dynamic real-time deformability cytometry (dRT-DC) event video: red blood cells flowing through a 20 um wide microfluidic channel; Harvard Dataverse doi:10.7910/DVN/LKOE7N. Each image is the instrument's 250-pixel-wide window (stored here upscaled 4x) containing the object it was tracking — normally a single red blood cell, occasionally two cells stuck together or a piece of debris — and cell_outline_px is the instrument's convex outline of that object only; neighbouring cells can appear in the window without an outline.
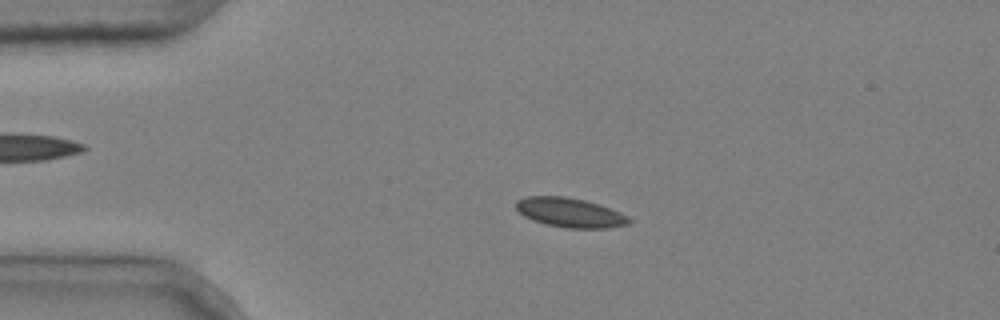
{"species": "common noctule bat (a hibernating species)", "species_latin": "Nyctalus noctula", "temperature_condition": "cold", "stored_images_in_passage": 5, "segment_of_instrument_passage": [1, 2], "camera_frame_rate_fps": 3000, "um_per_image_px": 0.085, "animal": {"sex": "male", "body_mass_g": 20.4}, "frame": {"image": 1, "passage_image": 3, "time_ms": 0.667, "image_size_px": [1000, 320], "cell_outline_px": [[632, 220], [628, 224], [608, 228], [568, 228], [544, 224], [532, 220], [524, 216], [516, 208], [516, 200], [528, 196], [564, 196], [584, 200], [600, 204], [620, 212], [628, 216]], "centroid_in_image_um": [48.45, 18.07], "position_along_channel_um": 36.5, "area_um2": 19.42}}